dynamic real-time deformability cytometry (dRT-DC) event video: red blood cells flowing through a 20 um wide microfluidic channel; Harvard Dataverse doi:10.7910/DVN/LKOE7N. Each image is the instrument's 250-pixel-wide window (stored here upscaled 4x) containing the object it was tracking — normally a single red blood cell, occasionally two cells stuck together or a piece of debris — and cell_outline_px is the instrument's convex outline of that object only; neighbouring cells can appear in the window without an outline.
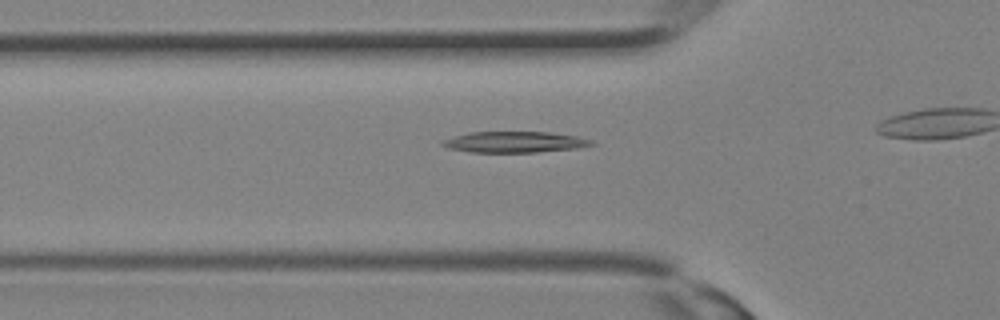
{"species": "Egyptian fruit bat (a non-hibernating species)", "species_latin": "Rousettus aegyptiacus", "temperature_condition": "room temperature", "stored_images_in_passage": 18, "camera_frame_rate_fps": 3000, "um_per_image_px": 0.085, "animal": {"sex": "female"}, "frame": {"image": 1, "passage_image": 3, "time_ms": 0.667, "image_size_px": [1000, 320], "cell_outline_px": [[596, 144], [576, 148], [536, 152], [468, 152], [448, 148], [440, 144], [444, 140], [452, 136], [468, 132], [548, 132], [576, 136], [592, 140]], "centroid_in_image_um": [43.71, 12.07], "position_along_channel_um": 82.1, "area_um2": 18.21}}
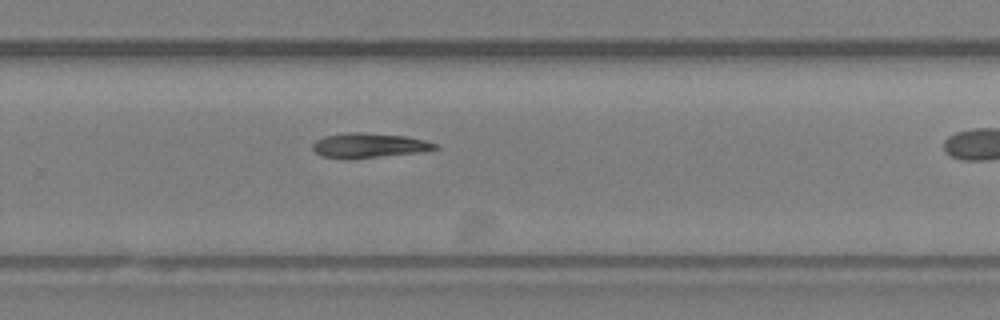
{"frame": {"image": 2, "passage_image": 13, "time_ms": 4.0, "image_size_px": [1000, 320], "cell_outline_px": [[440, 148], [420, 152], [348, 160], [344, 160], [320, 156], [312, 148], [312, 144], [316, 140], [324, 136], [348, 132], [364, 132], [404, 136], [424, 140], [436, 144]], "centroid_in_image_um": [31.3, 12.38], "position_along_channel_um": 298.5, "area_um2": 17.86}}